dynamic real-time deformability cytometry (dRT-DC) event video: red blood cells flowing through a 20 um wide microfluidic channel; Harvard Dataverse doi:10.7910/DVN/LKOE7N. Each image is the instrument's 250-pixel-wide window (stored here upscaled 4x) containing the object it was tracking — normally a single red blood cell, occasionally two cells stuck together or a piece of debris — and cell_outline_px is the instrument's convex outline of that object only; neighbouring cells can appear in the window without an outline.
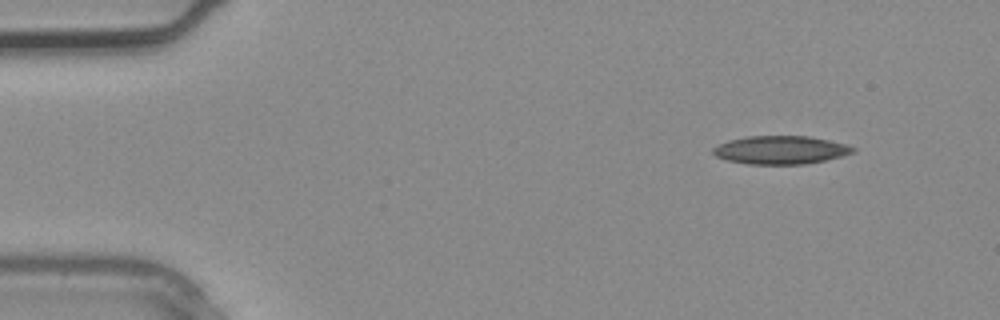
{"species": "common noctule bat (a hibernating species)", "species_latin": "Nyctalus noctula", "temperature_condition": "warm", "stored_images_in_passage": 2, "camera_frame_rate_fps": 3000, "um_per_image_px": 0.085, "animal": {"sex": "male", "body_mass_g": 20.4}, "frame": {"image": 1, "passage_image": 1, "time_ms": 0.0, "image_size_px": [1000, 320], "cell_outline_px": [[856, 152], [824, 160], [804, 164], [748, 164], [728, 160], [716, 156], [712, 152], [712, 148], [728, 140], [748, 136], [808, 136], [848, 144], [856, 148]], "centroid_in_image_um": [66.36, 12.74], "position_along_channel_um": 18.6, "area_um2": 22.95}}